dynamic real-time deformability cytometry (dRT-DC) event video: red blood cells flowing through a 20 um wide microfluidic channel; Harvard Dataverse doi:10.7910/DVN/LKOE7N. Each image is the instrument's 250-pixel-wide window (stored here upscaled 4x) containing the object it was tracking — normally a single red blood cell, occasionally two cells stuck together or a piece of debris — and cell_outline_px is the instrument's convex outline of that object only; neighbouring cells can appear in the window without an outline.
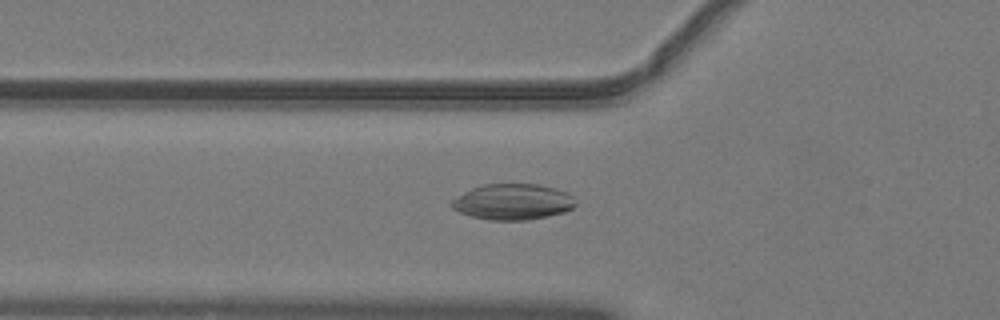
{"species": "common noctule bat (a hibernating species)", "species_latin": "Nyctalus noctula", "temperature_condition": "warm", "stored_images_in_passage": 48, "camera_frame_rate_fps": 3000, "um_per_image_px": 0.085, "animal": {"sex": "male", "body_mass_g": 19.2, "forearm_length_mm": 51.8}, "frame": {"image": 1, "passage_image": 15, "time_ms": 4.667, "image_size_px": [1000, 320], "cell_outline_px": [[576, 204], [572, 208], [564, 212], [548, 216], [528, 220], [488, 220], [472, 216], [460, 212], [452, 208], [448, 204], [452, 200], [464, 192], [472, 188], [484, 184], [540, 184], [556, 188], [568, 192], [576, 200]], "centroid_in_image_um": [43.61, 17.15], "position_along_channel_um": 82.2, "area_um2": 26.07}}
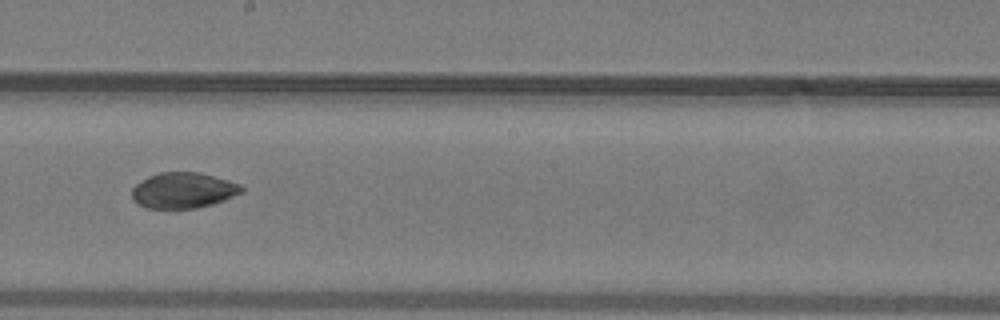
{"frame": {"image": 2, "passage_image": 26, "time_ms": 8.333, "image_size_px": [1000, 320], "cell_outline_px": [[244, 192], [224, 200], [212, 204], [196, 208], [148, 208], [132, 200], [132, 188], [140, 180], [148, 176], [160, 172], [200, 172], [228, 180], [240, 184], [244, 188]], "centroid_in_image_um": [15.58, 16.17], "position_along_channel_um": 232.6, "area_um2": 22.89}}
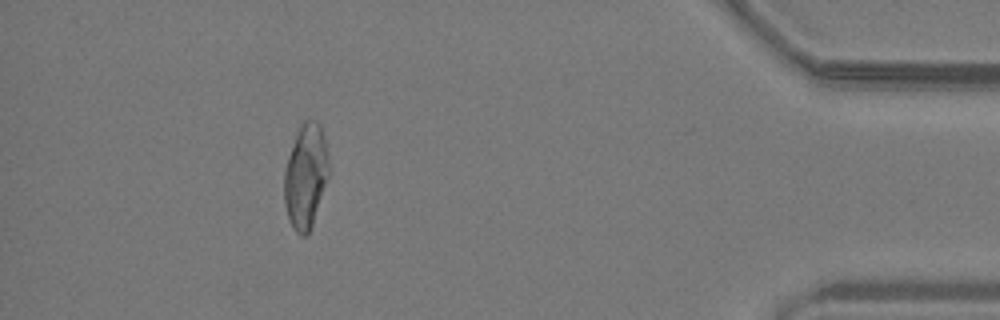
{"frame": {"image": 3, "passage_image": 43, "time_ms": 14.0, "image_size_px": [1000, 320], "cell_outline_px": [[328, 176], [312, 228], [304, 236], [300, 236], [296, 232], [288, 216], [284, 204], [284, 172], [288, 156], [300, 124], [304, 120], [316, 120], [320, 124], [324, 136], [328, 156]], "centroid_in_image_um": [25.98, 14.96], "position_along_channel_um": 409.2, "area_um2": 27.05}, "authors_computed_cell_mechanics": {"area_um2": 25.8077, "velocity_mm_per_s": 4.0675, "shape_relaxation_time_tau1_ms": null, "shape_relaxation_time_tau2_ms": 2.4136, "deformation_change_tau1": null, "deformation_change_tau2": 0.0399}}